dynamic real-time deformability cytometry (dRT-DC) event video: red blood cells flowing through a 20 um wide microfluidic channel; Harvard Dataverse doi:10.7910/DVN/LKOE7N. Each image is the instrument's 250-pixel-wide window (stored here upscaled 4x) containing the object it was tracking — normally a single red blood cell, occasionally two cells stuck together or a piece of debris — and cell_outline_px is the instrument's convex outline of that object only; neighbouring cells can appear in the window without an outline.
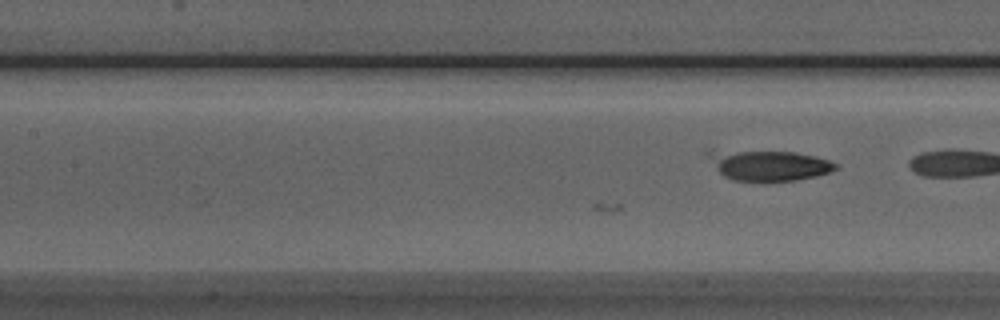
{"species": "Egyptian fruit bat (a non-hibernating species)", "species_latin": "Rousettus aegyptiacus", "temperature_condition": "room temperature", "stored_images_in_passage": 7, "camera_frame_rate_fps": 3000, "um_per_image_px": 0.085, "animal": {"sex": "male"}, "frame": {"image": 1, "passage_image": 7, "time_ms": 2.0, "image_size_px": [1000, 320], "cell_outline_px": [[840, 168], [816, 176], [796, 180], [764, 184], [732, 180], [724, 176], [720, 172], [704, 152], [712, 148], [796, 152], [816, 156], [840, 164]], "centroid_in_image_um": [65.29, 14.05], "position_along_channel_um": 142.1, "area_um2": 24.04}}